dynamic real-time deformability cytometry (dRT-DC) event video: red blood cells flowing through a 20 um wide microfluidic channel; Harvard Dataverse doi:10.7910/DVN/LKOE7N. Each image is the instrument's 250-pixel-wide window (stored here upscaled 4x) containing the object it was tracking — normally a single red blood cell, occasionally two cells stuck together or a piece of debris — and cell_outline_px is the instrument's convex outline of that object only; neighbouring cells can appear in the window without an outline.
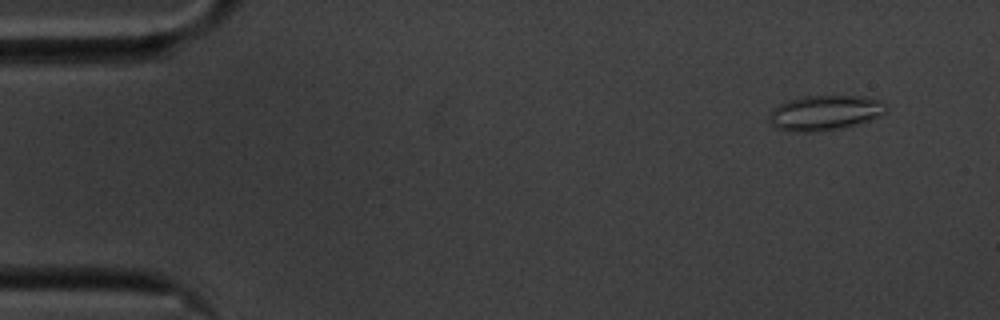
{"species": "common noctule bat (a hibernating species)", "species_latin": "Nyctalus noctula", "temperature_condition": "cold", "stored_images_in_passage": 11, "camera_frame_rate_fps": 3000, "um_per_image_px": 0.085, "animal": {"sex": "male", "body_mass_g": 20.1, "forearm_length_mm": 53.5}, "frame": {"image": 1, "passage_image": 2, "time_ms": 0.333, "image_size_px": [1000, 320], "cell_outline_px": [[888, 108], [884, 112], [868, 120], [848, 128], [808, 132], [792, 132], [776, 128], [768, 120], [768, 116], [780, 104], [788, 100], [800, 96], [864, 96], [880, 100]], "centroid_in_image_um": [70.1, 9.59], "position_along_channel_um": 14.9, "area_um2": 23.87}}